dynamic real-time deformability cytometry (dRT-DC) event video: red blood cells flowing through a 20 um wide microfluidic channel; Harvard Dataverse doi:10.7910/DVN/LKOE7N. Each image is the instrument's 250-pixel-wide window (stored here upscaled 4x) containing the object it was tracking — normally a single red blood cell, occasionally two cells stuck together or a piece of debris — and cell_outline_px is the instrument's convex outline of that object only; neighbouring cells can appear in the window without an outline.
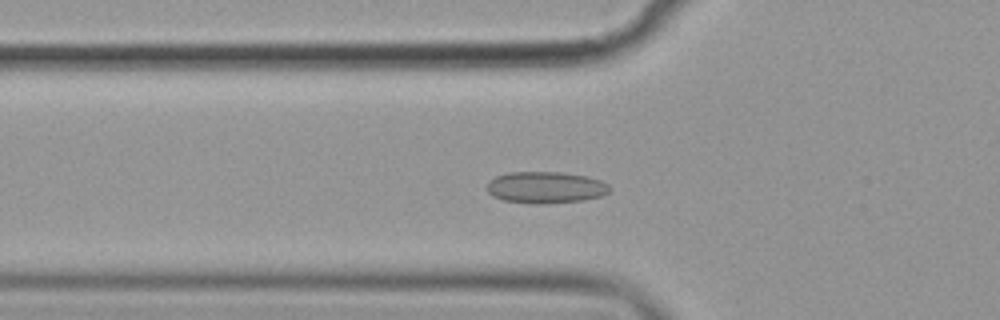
{"species": "common noctule bat (a hibernating species)", "species_latin": "Nyctalus noctula", "temperature_condition": "cold", "stored_images_in_passage": 57, "camera_frame_rate_fps": 3000, "um_per_image_px": 0.085, "animal": {"sex": "female", "body_mass_g": 19.9}, "frame": {"image": 1, "passage_image": 20, "time_ms": 6.333, "image_size_px": [1000, 320], "cell_outline_px": [[612, 188], [608, 192], [600, 196], [584, 200], [544, 204], [536, 204], [504, 200], [492, 196], [488, 192], [488, 180], [496, 176], [508, 172], [560, 172], [584, 176], [600, 180], [608, 184]], "centroid_in_image_um": [46.37, 15.93], "position_along_channel_um": 79.4, "area_um2": 22.6}}
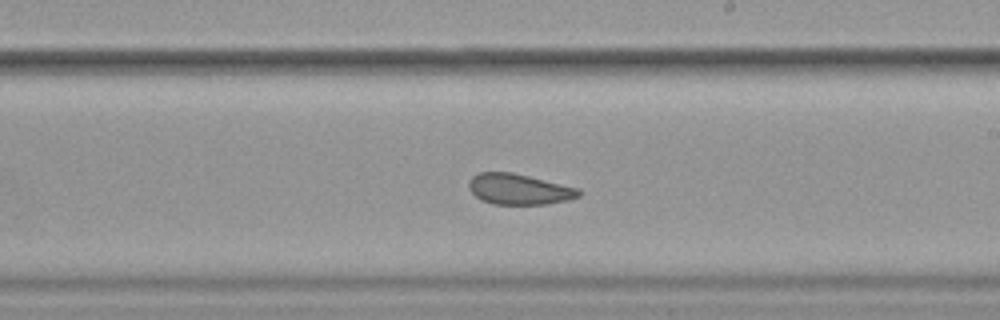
{"frame": {"image": 2, "passage_image": 34, "time_ms": 11.0, "image_size_px": [1000, 320], "cell_outline_px": [[584, 192], [580, 196], [568, 200], [548, 204], [492, 204], [480, 200], [468, 188], [468, 180], [472, 176], [480, 172], [512, 172], [580, 188]], "centroid_in_image_um": [44.13, 16.08], "position_along_channel_um": 244.9, "area_um2": 19.94}}
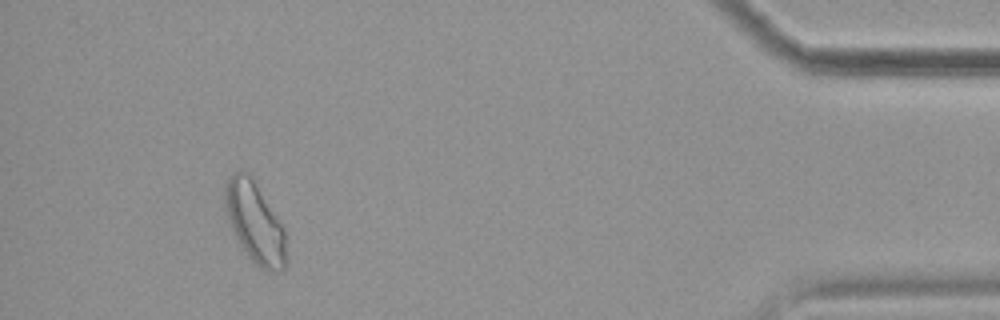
{"frame": {"image": 3, "passage_image": 53, "time_ms": 17.333, "image_size_px": [1000, 320], "cell_outline_px": [[288, 264], [280, 272], [268, 272], [260, 268], [240, 248], [228, 220], [224, 208], [224, 180], [232, 172], [240, 168], [244, 168], [252, 176], [284, 228]], "centroid_in_image_um": [21.64, 18.89], "position_along_channel_um": 413.6, "area_um2": 29.82}, "authors_computed_cell_mechanics": {"area_um2": 22.5998, "velocity_mm_per_s": 3.5513, "shape_relaxation_time_tau1_ms": null, "shape_relaxation_time_tau2_ms": 2.3729, "deformation_change_tau1": null, "deformation_change_tau2": 0.0679}}